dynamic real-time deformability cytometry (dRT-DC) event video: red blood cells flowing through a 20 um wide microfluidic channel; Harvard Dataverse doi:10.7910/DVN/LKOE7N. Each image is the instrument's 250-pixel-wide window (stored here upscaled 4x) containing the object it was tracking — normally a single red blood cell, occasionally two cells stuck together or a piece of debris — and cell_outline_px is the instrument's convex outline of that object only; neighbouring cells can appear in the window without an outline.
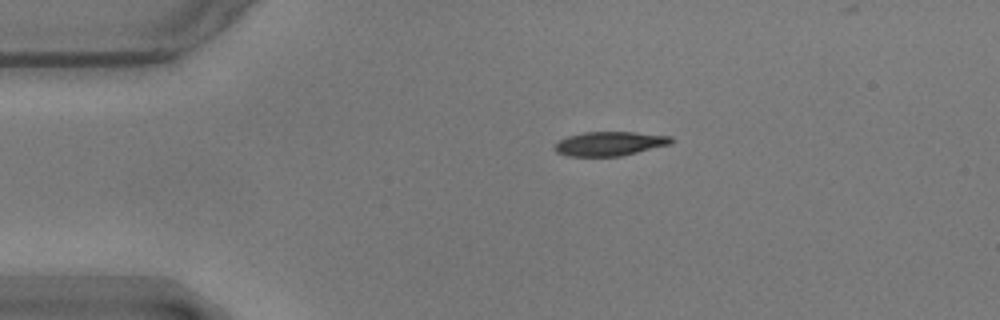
{"species": "common noctule bat (a hibernating species)", "species_latin": "Nyctalus noctula", "temperature_condition": "warm", "stored_images_in_passage": 46, "camera_frame_rate_fps": 3000, "um_per_image_px": 0.085, "animal": {"sex": "male", "body_mass_g": 17.9}, "frame": {"image": 1, "passage_image": 1, "time_ms": 0.0, "image_size_px": [1000, 320], "cell_outline_px": [[672, 144], [620, 156], [568, 156], [556, 152], [552, 148], [560, 140], [568, 136], [584, 132], [636, 132], [672, 136]], "centroid_in_image_um": [51.83, 12.21], "position_along_channel_um": 33.2, "area_um2": 16.42}}
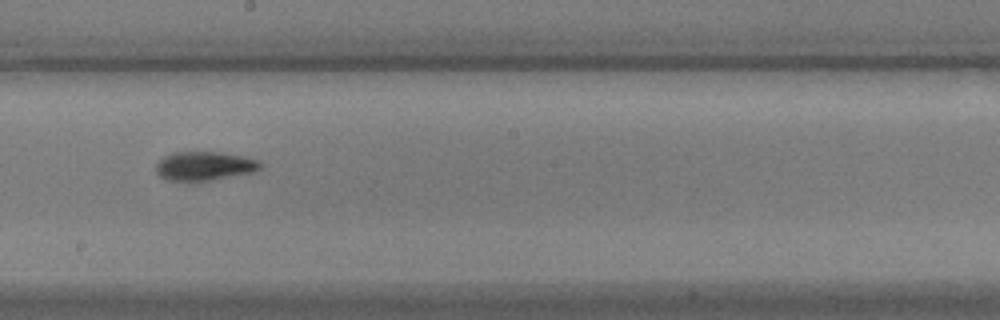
{"frame": {"image": 2, "passage_image": 21, "time_ms": 6.667, "image_size_px": [1000, 320], "cell_outline_px": [[264, 164], [256, 172], [212, 180], [168, 180], [160, 176], [156, 172], [156, 164], [164, 156], [172, 152], [220, 152], [244, 156], [260, 160]], "centroid_in_image_um": [17.44, 14.1], "position_along_channel_um": 230.8, "area_um2": 17.69}}
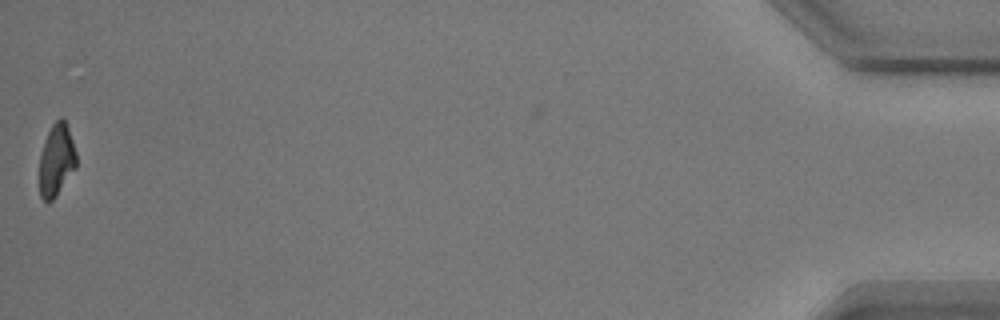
{"frame": {"image": 3, "passage_image": 46, "time_ms": 15.0, "image_size_px": [1000, 320], "cell_outline_px": [[76, 168], [56, 196], [52, 200], [44, 200], [40, 196], [40, 156], [48, 132], [52, 124], [60, 116], [64, 120], [68, 128], [76, 152]], "centroid_in_image_um": [4.81, 13.6], "position_along_channel_um": 430.4, "area_um2": 15.26}, "authors_computed_cell_mechanics": {"area_um2": 17.1666, "velocity_mm_per_s": 3.5606, "shape_relaxation_time_tau1_ms": 4.9188, "shape_relaxation_time_tau2_ms": 4.3059, "deformation_change_tau1": 0.1657, "deformation_change_tau2": 0.0968}}